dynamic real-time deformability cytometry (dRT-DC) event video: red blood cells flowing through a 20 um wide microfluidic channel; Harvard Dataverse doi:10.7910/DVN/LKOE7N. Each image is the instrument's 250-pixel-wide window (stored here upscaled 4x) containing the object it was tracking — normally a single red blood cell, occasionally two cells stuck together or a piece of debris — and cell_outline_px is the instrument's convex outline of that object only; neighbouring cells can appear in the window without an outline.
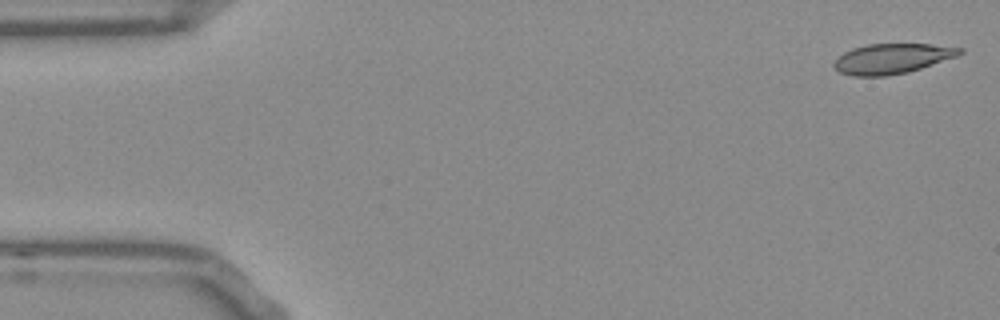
{"species": "Egyptian fruit bat (a non-hibernating species)", "species_latin": "Rousettus aegyptiacus", "temperature_condition": "room temperature", "stored_images_in_passage": 52, "camera_frame_rate_fps": 3000, "um_per_image_px": 0.085, "frame": {"image": 1, "passage_image": 1, "time_ms": 0.0, "image_size_px": [1000, 320], "cell_outline_px": [[964, 52], [956, 56], [908, 72], [884, 76], [852, 76], [840, 72], [832, 64], [844, 52], [852, 48], [868, 44], [932, 44], [964, 48]], "centroid_in_image_um": [75.82, 4.97], "position_along_channel_um": 9.2, "area_um2": 21.85}}
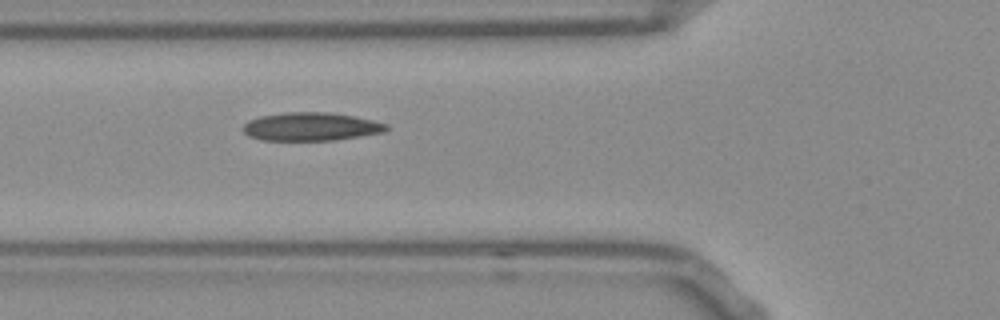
{"frame": {"image": 2, "passage_image": 18, "time_ms": 5.667, "image_size_px": [1000, 320], "cell_outline_px": [[392, 128], [384, 132], [336, 140], [260, 140], [248, 136], [244, 132], [244, 124], [248, 120], [260, 116], [288, 112], [328, 112], [356, 116], [388, 124]], "centroid_in_image_um": [26.47, 10.76], "position_along_channel_um": 99.3, "area_um2": 23.76}}
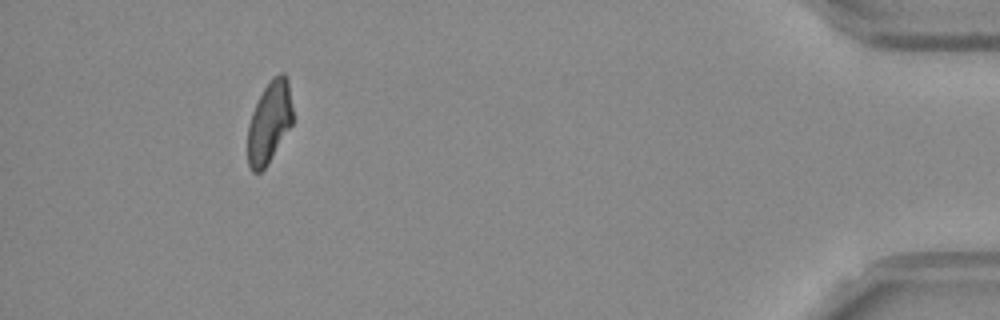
{"frame": {"image": 3, "passage_image": 48, "time_ms": 15.667, "image_size_px": [1000, 320], "cell_outline_px": [[292, 124], [268, 164], [260, 172], [252, 172], [248, 164], [248, 124], [252, 112], [264, 88], [272, 76], [280, 72], [284, 72], [288, 80], [292, 108]], "centroid_in_image_um": [22.89, 10.38], "position_along_channel_um": 412.3, "area_um2": 21.39}, "authors_computed_cell_mechanics": {"area_um2": 22.9755, "velocity_mm_per_s": 3.7986, "shape_relaxation_time_tau1_ms": null, "shape_relaxation_time_tau2_ms": 5.3173, "deformation_change_tau1": null, "deformation_change_tau2": 0.1244}}